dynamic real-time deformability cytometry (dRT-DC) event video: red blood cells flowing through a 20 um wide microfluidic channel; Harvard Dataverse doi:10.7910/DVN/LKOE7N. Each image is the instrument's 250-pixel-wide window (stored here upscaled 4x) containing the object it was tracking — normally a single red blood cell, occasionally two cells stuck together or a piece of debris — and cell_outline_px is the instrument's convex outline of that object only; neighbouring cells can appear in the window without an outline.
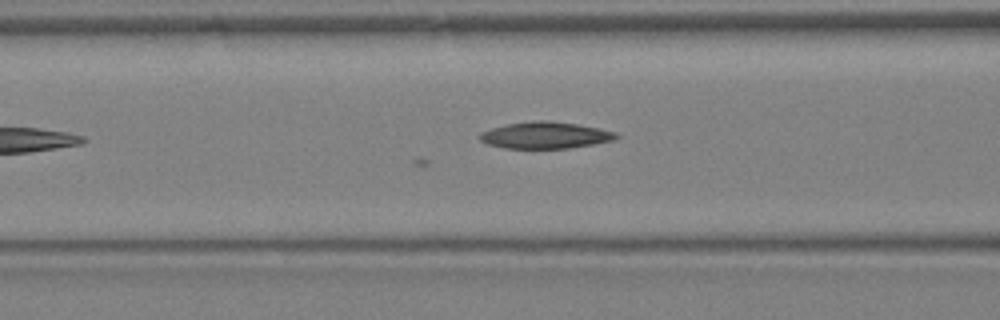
{"species": "Egyptian fruit bat (a non-hibernating species)", "species_latin": "Rousettus aegyptiacus", "temperature_condition": "warm", "stored_images_in_passage": 22, "camera_frame_rate_fps": 3000, "um_per_image_px": 0.085, "animal": {"sex": "female"}, "frame": {"image": 1, "passage_image": 9, "time_ms": 2.667, "image_size_px": [1000, 320], "cell_outline_px": [[620, 136], [612, 140], [592, 144], [568, 148], [504, 148], [488, 144], [480, 140], [476, 136], [480, 132], [492, 128], [508, 124], [532, 120], [548, 120], [576, 124], [600, 128], [616, 132]], "centroid_in_image_um": [46.32, 11.49], "position_along_channel_um": 120.3, "area_um2": 21.15}}
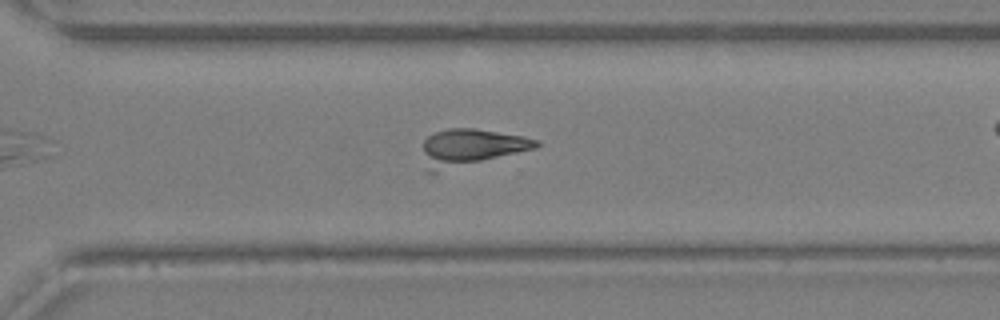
{"frame": {"image": 2, "passage_image": 19, "time_ms": 6.0, "image_size_px": [1000, 320], "cell_outline_px": [[540, 144], [536, 148], [436, 172], [424, 172], [424, 140], [428, 136], [436, 132], [448, 128], [476, 128], [520, 136], [540, 140]], "centroid_in_image_um": [39.97, 12.52], "position_along_channel_um": 330.6, "area_um2": 23.93}}